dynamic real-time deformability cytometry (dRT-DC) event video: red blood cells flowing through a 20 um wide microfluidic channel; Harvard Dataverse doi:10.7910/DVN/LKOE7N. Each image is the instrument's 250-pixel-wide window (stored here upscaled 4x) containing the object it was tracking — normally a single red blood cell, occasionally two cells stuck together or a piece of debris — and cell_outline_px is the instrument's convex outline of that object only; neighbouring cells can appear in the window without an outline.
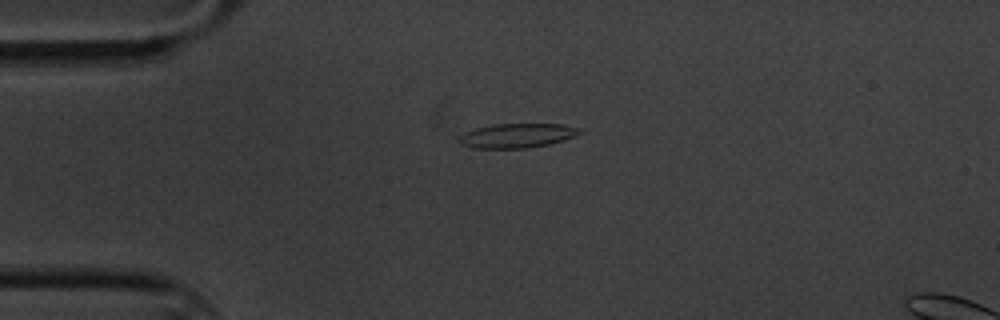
{"species": "common noctule bat (a hibernating species)", "species_latin": "Nyctalus noctula", "temperature_condition": "cold", "stored_images_in_passage": 48, "segment_of_instrument_passage": [1, 2], "camera_frame_rate_fps": 3000, "um_per_image_px": 0.085, "animal": {"sex": "male", "body_mass_g": 20.1, "forearm_length_mm": 53.5}, "frame": {"image": 1, "passage_image": 1, "time_ms": 0.0, "image_size_px": [1000, 320], "cell_outline_px": [[584, 132], [564, 140], [548, 144], [528, 148], [472, 148], [460, 144], [456, 140], [464, 132], [476, 128], [492, 124], [564, 124], [584, 128]], "centroid_in_image_um": [43.97, 11.52], "position_along_channel_um": 41.0, "area_um2": 17.4}}
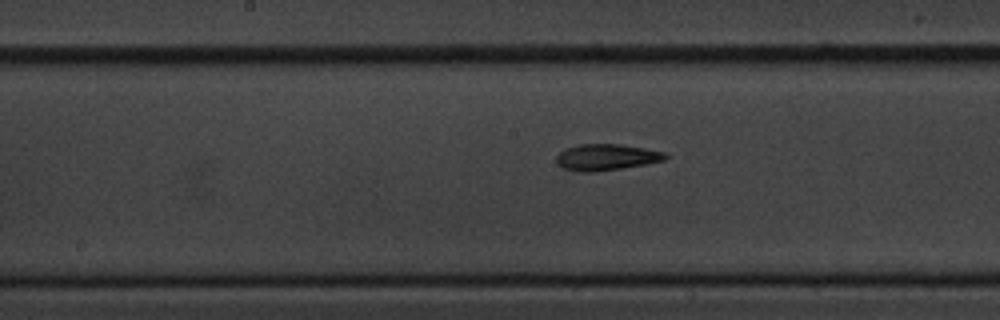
{"frame": {"image": 2, "passage_image": 17, "time_ms": 5.333, "image_size_px": [1000, 320], "cell_outline_px": [[668, 156], [664, 160], [648, 164], [596, 172], [576, 172], [560, 168], [556, 160], [556, 156], [564, 148], [580, 144], [620, 144], [644, 148], [664, 152]], "centroid_in_image_um": [51.49, 13.37], "position_along_channel_um": 196.7, "area_um2": 16.94}}
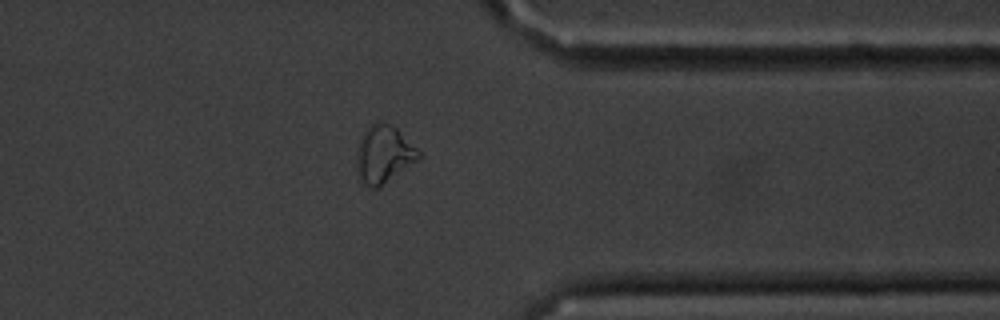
{"frame": {"image": 3, "passage_image": 34, "time_ms": 11.0, "image_size_px": [1000, 320], "cell_outline_px": [[420, 156], [416, 160], [380, 188], [372, 188], [364, 184], [360, 180], [356, 172], [356, 164], [360, 144], [364, 132], [376, 120], [380, 120], [396, 128], [420, 152]], "centroid_in_image_um": [32.6, 13.15], "position_along_channel_um": 378.8, "area_um2": 20.35}}